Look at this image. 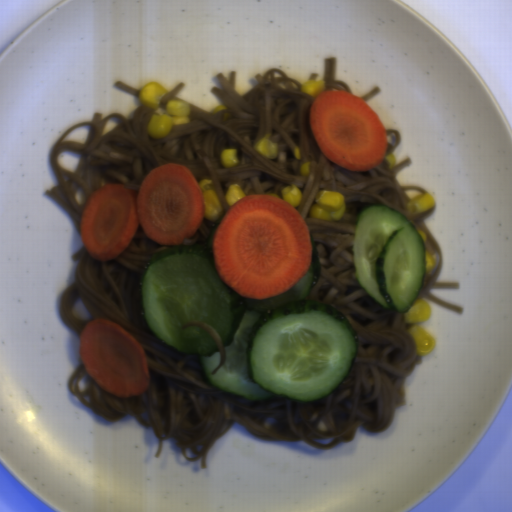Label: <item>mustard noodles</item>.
<instances>
[{
    "label": "mustard noodles",
    "mask_w": 512,
    "mask_h": 512,
    "mask_svg": "<svg viewBox=\"0 0 512 512\" xmlns=\"http://www.w3.org/2000/svg\"><path fill=\"white\" fill-rule=\"evenodd\" d=\"M256 88L241 96L236 90L237 73L229 79L216 74L222 89L211 88L225 108L211 112L189 103V122L173 125L170 132L154 139L148 125L154 115L167 111L185 83L179 82L163 94L159 106L143 104L130 118L112 113L103 118L94 112L91 121L79 122L65 132L53 147L49 161L58 184L45 194L72 217L79 233L84 208L90 196L109 184H121L137 195L141 183L157 166L180 164L197 184L211 179L223 207L221 220L230 205L224 198L229 186L237 184L245 195H269L282 199L284 186H298L302 203L295 207L312 234L320 260V278L307 298L329 304L342 312L358 335V353L341 387L317 401L300 403L288 399L249 401L219 391L204 382L199 361L192 354L174 351L159 343L142 320L140 286L154 254L165 249L202 243L216 221L202 220L197 232L176 246L149 239L139 225L128 247L114 259L98 262L82 248L72 256L77 262L74 282L62 292L60 316L80 335L85 325L102 318L121 327L141 345L149 385L141 394L117 397L102 390L92 379L81 358L67 388L94 414L108 422L135 417L151 428L158 440L159 458L166 439L174 438L182 456L201 461L213 443L234 422L266 441L300 442L329 450L354 440L358 428L383 433L401 404V387L422 355L407 332L404 313L384 309L360 285L353 260L354 233L359 209L366 204H385L404 215L421 235L425 252L435 260L424 272L416 299H425L462 313L463 308L439 298L431 289H459L458 282L437 281L443 268V253L425 223L428 210L410 214L406 190L427 193L415 185H400L397 174L411 165L410 157L390 169L383 159L370 170H345L320 150L310 125L315 99L302 92L303 84L279 68L255 75ZM278 144L276 159L266 160L254 149L261 137ZM237 148L239 164L223 168L219 155ZM343 194L346 214L339 220L310 218L309 210L319 191ZM82 300L90 316L82 321L73 316L75 301Z\"/></svg>",
    "instance_id": "1"
},
{
    "label": "mustard noodles",
    "mask_w": 512,
    "mask_h": 512,
    "mask_svg": "<svg viewBox=\"0 0 512 512\" xmlns=\"http://www.w3.org/2000/svg\"><path fill=\"white\" fill-rule=\"evenodd\" d=\"M337 56L327 57L324 60V91L341 90L353 95L350 86L342 80L336 79Z\"/></svg>",
    "instance_id": "2"
},
{
    "label": "mustard noodles",
    "mask_w": 512,
    "mask_h": 512,
    "mask_svg": "<svg viewBox=\"0 0 512 512\" xmlns=\"http://www.w3.org/2000/svg\"><path fill=\"white\" fill-rule=\"evenodd\" d=\"M188 327H198V328H203L205 329L211 336L212 338L215 340L216 344H217V347H218V350H219V354H220V359H219V364L218 366L213 369L211 371V375H214L217 373V371L221 368V366L225 363L226 361V352H225V347L219 337V335L216 333V331L211 328L208 324H205L203 322H200V321H192V322H187L186 324L183 325V327L181 329H185V328H188Z\"/></svg>",
    "instance_id": "3"
},
{
    "label": "mustard noodles",
    "mask_w": 512,
    "mask_h": 512,
    "mask_svg": "<svg viewBox=\"0 0 512 512\" xmlns=\"http://www.w3.org/2000/svg\"><path fill=\"white\" fill-rule=\"evenodd\" d=\"M387 136L386 155L394 153L397 146L400 144V134L396 129H385Z\"/></svg>",
    "instance_id": "4"
},
{
    "label": "mustard noodles",
    "mask_w": 512,
    "mask_h": 512,
    "mask_svg": "<svg viewBox=\"0 0 512 512\" xmlns=\"http://www.w3.org/2000/svg\"><path fill=\"white\" fill-rule=\"evenodd\" d=\"M114 87L139 98L140 90H137L122 81L115 82Z\"/></svg>",
    "instance_id": "5"
},
{
    "label": "mustard noodles",
    "mask_w": 512,
    "mask_h": 512,
    "mask_svg": "<svg viewBox=\"0 0 512 512\" xmlns=\"http://www.w3.org/2000/svg\"><path fill=\"white\" fill-rule=\"evenodd\" d=\"M380 92H381V88L375 87L371 92L367 93L366 95H364L360 98H362L364 100V102L366 103L367 101H369L370 99H372L373 97L378 95Z\"/></svg>",
    "instance_id": "6"
}]
</instances>
